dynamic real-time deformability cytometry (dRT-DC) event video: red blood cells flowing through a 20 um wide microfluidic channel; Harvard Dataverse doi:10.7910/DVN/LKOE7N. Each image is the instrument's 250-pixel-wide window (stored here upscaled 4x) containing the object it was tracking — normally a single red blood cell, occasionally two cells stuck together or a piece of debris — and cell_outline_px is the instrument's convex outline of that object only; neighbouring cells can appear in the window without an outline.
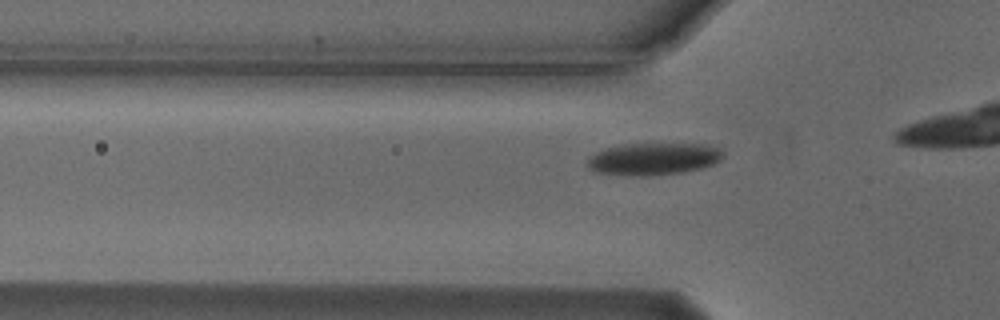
{"species": "Egyptian fruit bat (a non-hibernating species)", "species_latin": "Rousettus aegyptiacus", "temperature_condition": "cold", "stored_images_in_passage": 19, "camera_frame_rate_fps": 3000, "um_per_image_px": 0.085, "animal": {"sex": "male"}, "frame": {"image": 1, "passage_image": 13, "time_ms": 4.0, "image_size_px": [1000, 320], "cell_outline_px": [[724, 156], [720, 160], [712, 164], [700, 168], [684, 172], [640, 176], [632, 176], [596, 172], [588, 168], [584, 164], [588, 156], [596, 152], [608, 148], [628, 144], [704, 144], [720, 148], [724, 152]], "centroid_in_image_um": [55.52, 13.51], "position_along_channel_um": 70.3, "area_um2": 25.43}}
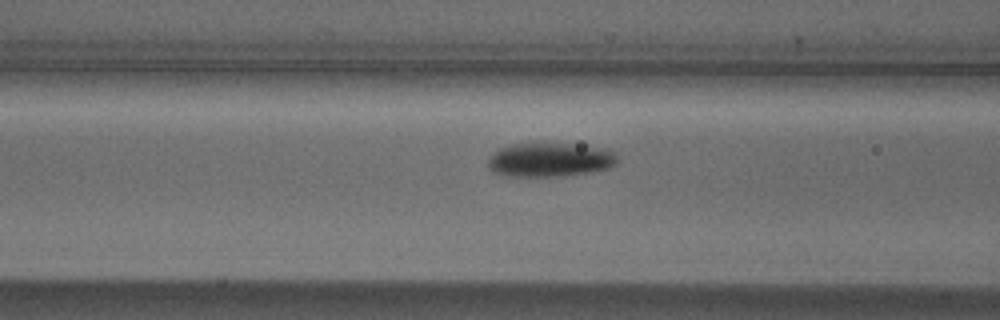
{"frame": {"image": 2, "passage_image": 17, "time_ms": 5.333, "image_size_px": [1000, 320], "cell_outline_px": [[616, 164], [608, 168], [592, 172], [564, 176], [504, 176], [492, 172], [488, 168], [488, 160], [492, 152], [500, 148], [512, 144], [528, 140], [572, 144], [600, 148], [612, 152], [616, 156]], "centroid_in_image_um": [46.64, 13.55], "position_along_channel_um": 120.0, "area_um2": 26.36}}